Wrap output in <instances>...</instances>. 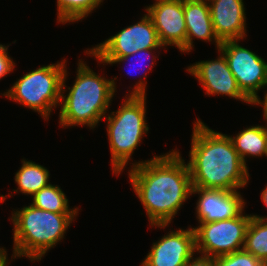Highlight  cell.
<instances>
[{
	"mask_svg": "<svg viewBox=\"0 0 267 266\" xmlns=\"http://www.w3.org/2000/svg\"><path fill=\"white\" fill-rule=\"evenodd\" d=\"M131 166L129 180L146 211L149 225L165 229L192 196L187 163L176 148Z\"/></svg>",
	"mask_w": 267,
	"mask_h": 266,
	"instance_id": "cell-1",
	"label": "cell"
},
{
	"mask_svg": "<svg viewBox=\"0 0 267 266\" xmlns=\"http://www.w3.org/2000/svg\"><path fill=\"white\" fill-rule=\"evenodd\" d=\"M190 149L187 165L192 187L236 191L248 184V167L230 135L212 130L197 118Z\"/></svg>",
	"mask_w": 267,
	"mask_h": 266,
	"instance_id": "cell-2",
	"label": "cell"
},
{
	"mask_svg": "<svg viewBox=\"0 0 267 266\" xmlns=\"http://www.w3.org/2000/svg\"><path fill=\"white\" fill-rule=\"evenodd\" d=\"M76 79L73 85L66 90L67 70L65 68L59 112L61 128L71 126H87L94 129L109 111L116 91L115 80L100 76L82 59H78ZM68 91L65 96L64 93Z\"/></svg>",
	"mask_w": 267,
	"mask_h": 266,
	"instance_id": "cell-3",
	"label": "cell"
},
{
	"mask_svg": "<svg viewBox=\"0 0 267 266\" xmlns=\"http://www.w3.org/2000/svg\"><path fill=\"white\" fill-rule=\"evenodd\" d=\"M133 84V90L126 94L120 108L108 113L103 119L107 124V136L111 151L112 173L117 176L125 170L134 151L149 131L146 122L147 75Z\"/></svg>",
	"mask_w": 267,
	"mask_h": 266,
	"instance_id": "cell-4",
	"label": "cell"
},
{
	"mask_svg": "<svg viewBox=\"0 0 267 266\" xmlns=\"http://www.w3.org/2000/svg\"><path fill=\"white\" fill-rule=\"evenodd\" d=\"M13 228L12 259L29 258L39 261L64 238L78 213H53L24 206L11 213Z\"/></svg>",
	"mask_w": 267,
	"mask_h": 266,
	"instance_id": "cell-5",
	"label": "cell"
},
{
	"mask_svg": "<svg viewBox=\"0 0 267 266\" xmlns=\"http://www.w3.org/2000/svg\"><path fill=\"white\" fill-rule=\"evenodd\" d=\"M65 68H67L65 59L40 66L24 74L2 95L49 120L53 108L60 106Z\"/></svg>",
	"mask_w": 267,
	"mask_h": 266,
	"instance_id": "cell-6",
	"label": "cell"
},
{
	"mask_svg": "<svg viewBox=\"0 0 267 266\" xmlns=\"http://www.w3.org/2000/svg\"><path fill=\"white\" fill-rule=\"evenodd\" d=\"M252 215L242 212L231 219L200 222L194 227L196 253L218 257L242 250L245 233Z\"/></svg>",
	"mask_w": 267,
	"mask_h": 266,
	"instance_id": "cell-7",
	"label": "cell"
},
{
	"mask_svg": "<svg viewBox=\"0 0 267 266\" xmlns=\"http://www.w3.org/2000/svg\"><path fill=\"white\" fill-rule=\"evenodd\" d=\"M239 42L240 40L221 42L219 50L224 54L239 89L254 105L261 99L258 91L267 88V62Z\"/></svg>",
	"mask_w": 267,
	"mask_h": 266,
	"instance_id": "cell-8",
	"label": "cell"
},
{
	"mask_svg": "<svg viewBox=\"0 0 267 266\" xmlns=\"http://www.w3.org/2000/svg\"><path fill=\"white\" fill-rule=\"evenodd\" d=\"M163 47L153 21L146 13L137 23L127 26L104 42L88 48L85 54L96 58H121L138 50Z\"/></svg>",
	"mask_w": 267,
	"mask_h": 266,
	"instance_id": "cell-9",
	"label": "cell"
},
{
	"mask_svg": "<svg viewBox=\"0 0 267 266\" xmlns=\"http://www.w3.org/2000/svg\"><path fill=\"white\" fill-rule=\"evenodd\" d=\"M217 52L220 53L217 59L190 64L186 71L199 81L201 89H204L208 96L225 95L246 104H253L239 89L222 51L218 49Z\"/></svg>",
	"mask_w": 267,
	"mask_h": 266,
	"instance_id": "cell-10",
	"label": "cell"
},
{
	"mask_svg": "<svg viewBox=\"0 0 267 266\" xmlns=\"http://www.w3.org/2000/svg\"><path fill=\"white\" fill-rule=\"evenodd\" d=\"M153 21L161 44L186 53L184 0H157L144 8Z\"/></svg>",
	"mask_w": 267,
	"mask_h": 266,
	"instance_id": "cell-11",
	"label": "cell"
},
{
	"mask_svg": "<svg viewBox=\"0 0 267 266\" xmlns=\"http://www.w3.org/2000/svg\"><path fill=\"white\" fill-rule=\"evenodd\" d=\"M196 251L193 227L169 231L157 242H153L150 252L141 266H185Z\"/></svg>",
	"mask_w": 267,
	"mask_h": 266,
	"instance_id": "cell-12",
	"label": "cell"
},
{
	"mask_svg": "<svg viewBox=\"0 0 267 266\" xmlns=\"http://www.w3.org/2000/svg\"><path fill=\"white\" fill-rule=\"evenodd\" d=\"M191 194H198L196 218L200 222H213L239 216L245 207L240 191L192 187Z\"/></svg>",
	"mask_w": 267,
	"mask_h": 266,
	"instance_id": "cell-13",
	"label": "cell"
},
{
	"mask_svg": "<svg viewBox=\"0 0 267 266\" xmlns=\"http://www.w3.org/2000/svg\"><path fill=\"white\" fill-rule=\"evenodd\" d=\"M208 5L213 30L220 42L245 39L247 23L243 0H211Z\"/></svg>",
	"mask_w": 267,
	"mask_h": 266,
	"instance_id": "cell-14",
	"label": "cell"
},
{
	"mask_svg": "<svg viewBox=\"0 0 267 266\" xmlns=\"http://www.w3.org/2000/svg\"><path fill=\"white\" fill-rule=\"evenodd\" d=\"M184 18L186 23V53L194 49L193 38L215 43L217 50L221 42L215 35L208 2L184 0Z\"/></svg>",
	"mask_w": 267,
	"mask_h": 266,
	"instance_id": "cell-15",
	"label": "cell"
},
{
	"mask_svg": "<svg viewBox=\"0 0 267 266\" xmlns=\"http://www.w3.org/2000/svg\"><path fill=\"white\" fill-rule=\"evenodd\" d=\"M21 163L22 165L14 177L18 187L16 190L13 189V192L33 196L50 184L48 182L50 172L46 167L26 159H22Z\"/></svg>",
	"mask_w": 267,
	"mask_h": 266,
	"instance_id": "cell-16",
	"label": "cell"
},
{
	"mask_svg": "<svg viewBox=\"0 0 267 266\" xmlns=\"http://www.w3.org/2000/svg\"><path fill=\"white\" fill-rule=\"evenodd\" d=\"M232 136L234 135H231L230 138L234 148L246 166L247 157L266 156L264 126L258 124L246 127L238 132L235 137Z\"/></svg>",
	"mask_w": 267,
	"mask_h": 266,
	"instance_id": "cell-17",
	"label": "cell"
},
{
	"mask_svg": "<svg viewBox=\"0 0 267 266\" xmlns=\"http://www.w3.org/2000/svg\"><path fill=\"white\" fill-rule=\"evenodd\" d=\"M31 205L53 213H78V207L70 208L69 200L61 187L49 184L32 196Z\"/></svg>",
	"mask_w": 267,
	"mask_h": 266,
	"instance_id": "cell-18",
	"label": "cell"
},
{
	"mask_svg": "<svg viewBox=\"0 0 267 266\" xmlns=\"http://www.w3.org/2000/svg\"><path fill=\"white\" fill-rule=\"evenodd\" d=\"M243 249L267 266V221L251 217L245 233Z\"/></svg>",
	"mask_w": 267,
	"mask_h": 266,
	"instance_id": "cell-19",
	"label": "cell"
},
{
	"mask_svg": "<svg viewBox=\"0 0 267 266\" xmlns=\"http://www.w3.org/2000/svg\"><path fill=\"white\" fill-rule=\"evenodd\" d=\"M103 0H57V22L67 24L88 17Z\"/></svg>",
	"mask_w": 267,
	"mask_h": 266,
	"instance_id": "cell-20",
	"label": "cell"
},
{
	"mask_svg": "<svg viewBox=\"0 0 267 266\" xmlns=\"http://www.w3.org/2000/svg\"><path fill=\"white\" fill-rule=\"evenodd\" d=\"M215 266H266L261 260L244 249L215 257Z\"/></svg>",
	"mask_w": 267,
	"mask_h": 266,
	"instance_id": "cell-21",
	"label": "cell"
},
{
	"mask_svg": "<svg viewBox=\"0 0 267 266\" xmlns=\"http://www.w3.org/2000/svg\"><path fill=\"white\" fill-rule=\"evenodd\" d=\"M157 49H160V48H152V49H143V50H138L137 52H135V53H133V54H131V55H128V56H125V57H121V58H96L95 57V59L98 61V63H101V64H103V65H106V64H110V65H112V64H116V63H124L125 61H128V60H130L132 57H137V58H139L138 59V61H140V63L141 62H143L145 59H147V57H150V56H152L151 57V59H149V60H151L152 62L148 65V71L149 70H151L152 69V67L155 65L154 64V59L156 60V58H158L157 56H155L153 53L155 52V51H157ZM154 50V51H153ZM151 54V55H150ZM146 57V58H145ZM148 60V59H147ZM129 62H131V60L129 61ZM142 64V63H141ZM140 64V65H141ZM131 66H134V65H131ZM143 67H145V66H143ZM145 70V69H144ZM127 74L128 75H130L131 74V72L130 71H128L127 72Z\"/></svg>",
	"mask_w": 267,
	"mask_h": 266,
	"instance_id": "cell-22",
	"label": "cell"
},
{
	"mask_svg": "<svg viewBox=\"0 0 267 266\" xmlns=\"http://www.w3.org/2000/svg\"><path fill=\"white\" fill-rule=\"evenodd\" d=\"M8 47L9 45L6 46L0 43V80L14 71L16 66L12 57L8 55Z\"/></svg>",
	"mask_w": 267,
	"mask_h": 266,
	"instance_id": "cell-23",
	"label": "cell"
},
{
	"mask_svg": "<svg viewBox=\"0 0 267 266\" xmlns=\"http://www.w3.org/2000/svg\"><path fill=\"white\" fill-rule=\"evenodd\" d=\"M199 257H192L185 266H215V258L202 255Z\"/></svg>",
	"mask_w": 267,
	"mask_h": 266,
	"instance_id": "cell-24",
	"label": "cell"
},
{
	"mask_svg": "<svg viewBox=\"0 0 267 266\" xmlns=\"http://www.w3.org/2000/svg\"><path fill=\"white\" fill-rule=\"evenodd\" d=\"M260 195H261V201L267 207V184H266L265 188L262 190V193ZM252 216H254V217L258 218V219L267 221V216H259L257 214L256 215L252 214Z\"/></svg>",
	"mask_w": 267,
	"mask_h": 266,
	"instance_id": "cell-25",
	"label": "cell"
},
{
	"mask_svg": "<svg viewBox=\"0 0 267 266\" xmlns=\"http://www.w3.org/2000/svg\"><path fill=\"white\" fill-rule=\"evenodd\" d=\"M254 105H262L263 117L267 121V90L265 91L263 100H258Z\"/></svg>",
	"mask_w": 267,
	"mask_h": 266,
	"instance_id": "cell-26",
	"label": "cell"
},
{
	"mask_svg": "<svg viewBox=\"0 0 267 266\" xmlns=\"http://www.w3.org/2000/svg\"><path fill=\"white\" fill-rule=\"evenodd\" d=\"M8 254L7 250H0V266H7L10 262H8Z\"/></svg>",
	"mask_w": 267,
	"mask_h": 266,
	"instance_id": "cell-27",
	"label": "cell"
},
{
	"mask_svg": "<svg viewBox=\"0 0 267 266\" xmlns=\"http://www.w3.org/2000/svg\"><path fill=\"white\" fill-rule=\"evenodd\" d=\"M265 142H266V157H267V123L264 126Z\"/></svg>",
	"mask_w": 267,
	"mask_h": 266,
	"instance_id": "cell-28",
	"label": "cell"
},
{
	"mask_svg": "<svg viewBox=\"0 0 267 266\" xmlns=\"http://www.w3.org/2000/svg\"><path fill=\"white\" fill-rule=\"evenodd\" d=\"M7 198V195H0V203H3L5 201V199Z\"/></svg>",
	"mask_w": 267,
	"mask_h": 266,
	"instance_id": "cell-29",
	"label": "cell"
},
{
	"mask_svg": "<svg viewBox=\"0 0 267 266\" xmlns=\"http://www.w3.org/2000/svg\"><path fill=\"white\" fill-rule=\"evenodd\" d=\"M198 1L210 2L211 0H198Z\"/></svg>",
	"mask_w": 267,
	"mask_h": 266,
	"instance_id": "cell-30",
	"label": "cell"
}]
</instances>
